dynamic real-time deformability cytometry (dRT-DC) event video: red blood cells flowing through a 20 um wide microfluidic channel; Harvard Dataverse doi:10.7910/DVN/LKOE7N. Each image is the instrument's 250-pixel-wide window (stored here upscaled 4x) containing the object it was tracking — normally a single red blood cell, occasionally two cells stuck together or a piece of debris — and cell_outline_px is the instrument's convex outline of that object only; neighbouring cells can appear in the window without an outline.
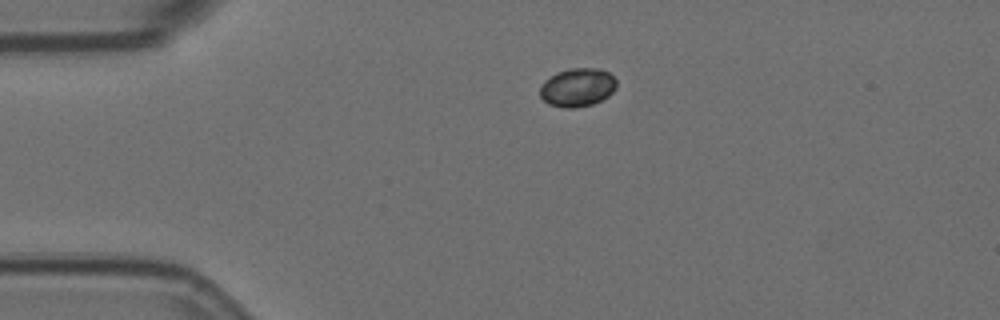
{"species": "Egyptian fruit bat (a non-hibernating species)", "species_latin": "Rousettus aegyptiacus", "temperature_condition": "room temperature", "stored_images_in_passage": 46, "camera_frame_rate_fps": 3000, "um_per_image_px": 0.085, "animal": {"sex": "female"}, "frame": {"image": 1, "passage_image": 1, "time_ms": 0.0, "image_size_px": [1000, 320], "cell_outline_px": [[616, 88], [608, 96], [592, 104], [572, 108], [564, 108], [548, 104], [540, 96], [540, 88], [544, 80], [556, 72], [572, 68], [600, 68], [608, 72], [616, 80]], "centroid_in_image_um": [49.07, 7.42], "position_along_channel_um": 35.9, "area_um2": 17.17}}
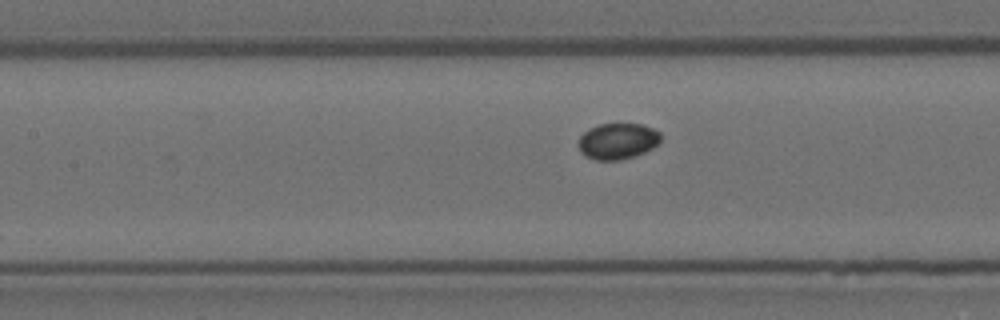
{"frame": {"image": 2, "passage_image": 14, "time_ms": 4.333, "image_size_px": [1000, 320], "cell_outline_px": [[660, 140], [652, 148], [636, 156], [620, 160], [596, 160], [580, 152], [576, 144], [580, 136], [584, 132], [600, 124], [644, 124], [660, 132]], "centroid_in_image_um": [52.48, 12.0], "position_along_channel_um": 154.9, "area_um2": 17.28}}
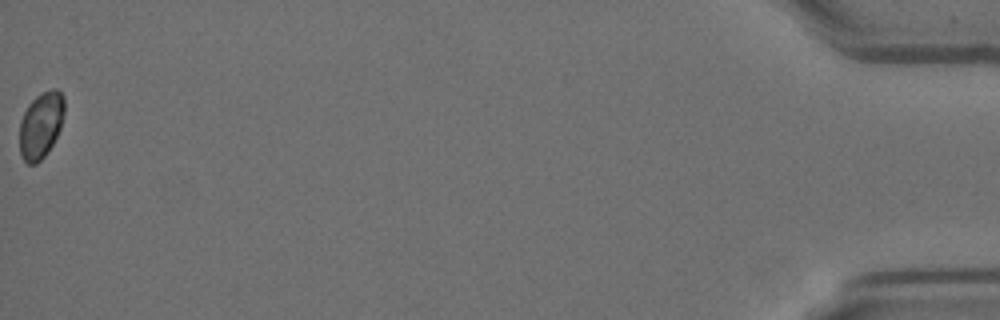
{"frame": {"image": 3, "passage_image": 46, "time_ms": 15.0, "image_size_px": [1000, 320], "cell_outline_px": [[64, 112], [60, 128], [48, 152], [36, 164], [28, 164], [24, 160], [20, 152], [20, 120], [28, 104], [36, 96], [52, 88], [56, 88], [64, 96]], "centroid_in_image_um": [3.47, 10.62], "position_along_channel_um": 431.7, "area_um2": 17.22}}